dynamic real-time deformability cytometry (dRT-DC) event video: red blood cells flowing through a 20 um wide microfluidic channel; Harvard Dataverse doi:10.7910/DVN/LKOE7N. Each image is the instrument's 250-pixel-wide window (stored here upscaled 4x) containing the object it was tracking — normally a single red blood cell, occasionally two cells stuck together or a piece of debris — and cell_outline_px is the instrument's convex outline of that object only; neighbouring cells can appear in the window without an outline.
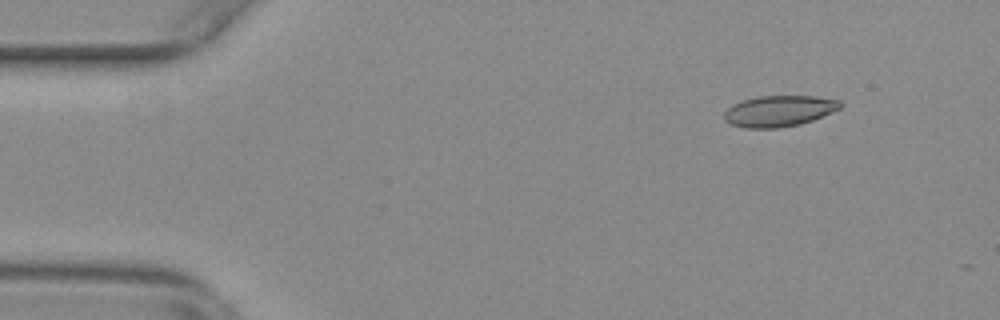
{"species": "common noctule bat (a hibernating species)", "species_latin": "Nyctalus noctula", "temperature_condition": "warm", "stored_images_in_passage": 9, "camera_frame_rate_fps": 3000, "um_per_image_px": 0.085, "animal": {"sex": "female", "body_mass_g": 29.2, "forearm_length_mm": 56.3}, "frame": {"image": 1, "passage_image": 1, "time_ms": 0.0, "image_size_px": [1000, 320], "cell_outline_px": [[844, 104], [840, 108], [832, 112], [812, 120], [800, 124], [776, 128], [744, 128], [732, 124], [724, 120], [724, 112], [732, 104], [756, 96], [816, 96], [840, 100]], "centroid_in_image_um": [66.22, 9.43], "position_along_channel_um": 18.8, "area_um2": 21.04}}